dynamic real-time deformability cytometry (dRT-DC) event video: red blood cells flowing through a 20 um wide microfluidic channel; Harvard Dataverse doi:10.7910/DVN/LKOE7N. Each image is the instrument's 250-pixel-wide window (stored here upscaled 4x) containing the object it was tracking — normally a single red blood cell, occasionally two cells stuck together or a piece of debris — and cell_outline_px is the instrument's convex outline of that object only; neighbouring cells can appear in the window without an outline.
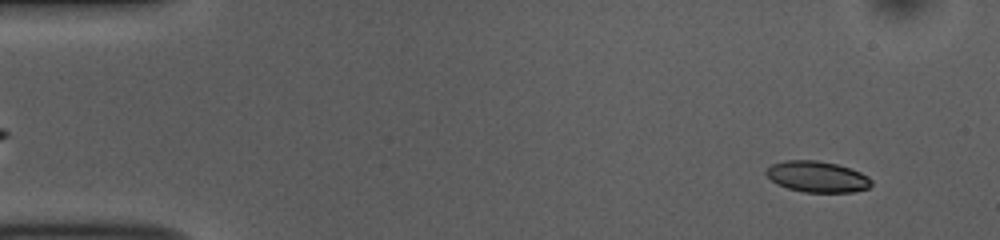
{"species": "common noctule bat (a hibernating species)", "species_latin": "Nyctalus noctula", "temperature_condition": "room temperature", "stored_images_in_passage": 53, "camera_frame_rate_fps": 3000, "um_per_image_px": 0.085, "animal": {"sex": "female", "body_mass_g": 10.0, "forearm_length_mm": 53.1}, "frame": {"image": 1, "passage_image": 5, "time_ms": 1.333, "image_size_px": [1000, 240], "cell_outline_px": [[872, 184], [868, 188], [852, 192], [804, 192], [788, 188], [776, 184], [764, 172], [772, 164], [784, 160], [816, 160], [836, 164], [860, 172], [868, 176], [872, 180]], "centroid_in_image_um": [69.46, 15.02], "position_along_channel_um": 15.5, "area_um2": 18.96}}
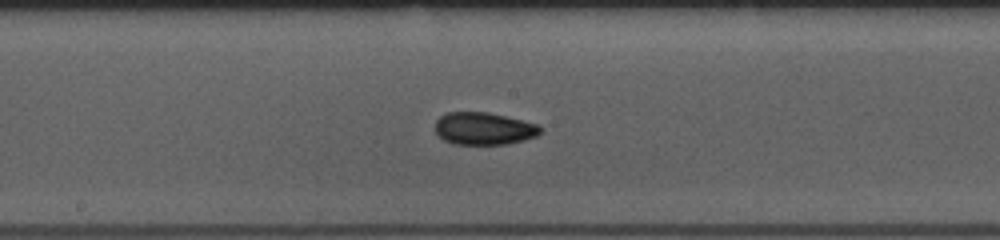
{"frame": {"image": 2, "passage_image": 28, "time_ms": 9.0, "image_size_px": [1000, 240], "cell_outline_px": [[540, 132], [536, 136], [524, 140], [508, 144], [452, 144], [444, 140], [436, 132], [436, 120], [440, 116], [448, 112], [488, 112], [536, 124], [540, 128]], "centroid_in_image_um": [41.09, 10.93], "position_along_channel_um": 207.1, "area_um2": 19.65}}
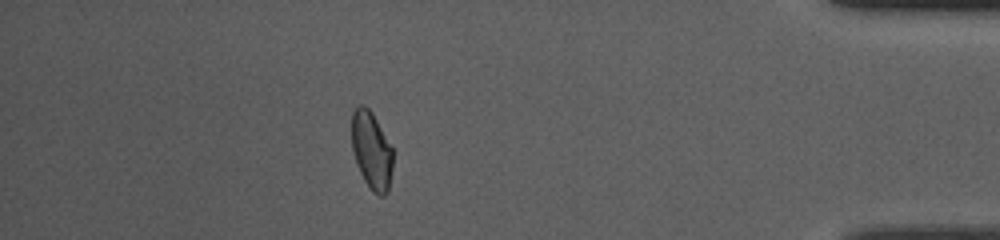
{"frame": {"image": 3, "passage_image": 47, "time_ms": 15.333, "image_size_px": [1000, 240], "cell_outline_px": [[392, 172], [388, 192], [384, 196], [380, 196], [372, 192], [364, 180], [356, 164], [352, 148], [352, 112], [356, 104], [364, 104], [372, 112], [392, 148]], "centroid_in_image_um": [31.57, 12.79], "position_along_channel_um": 403.6, "area_um2": 18.79}, "authors_computed_cell_mechanics": {"area_um2": 19.3052, "velocity_mm_per_s": 3.8088, "shape_relaxation_time_tau1_ms": 5.305, "shape_relaxation_time_tau2_ms": 2.1824, "deformation_change_tau1": 0.1211, "deformation_change_tau2": 0.062}}